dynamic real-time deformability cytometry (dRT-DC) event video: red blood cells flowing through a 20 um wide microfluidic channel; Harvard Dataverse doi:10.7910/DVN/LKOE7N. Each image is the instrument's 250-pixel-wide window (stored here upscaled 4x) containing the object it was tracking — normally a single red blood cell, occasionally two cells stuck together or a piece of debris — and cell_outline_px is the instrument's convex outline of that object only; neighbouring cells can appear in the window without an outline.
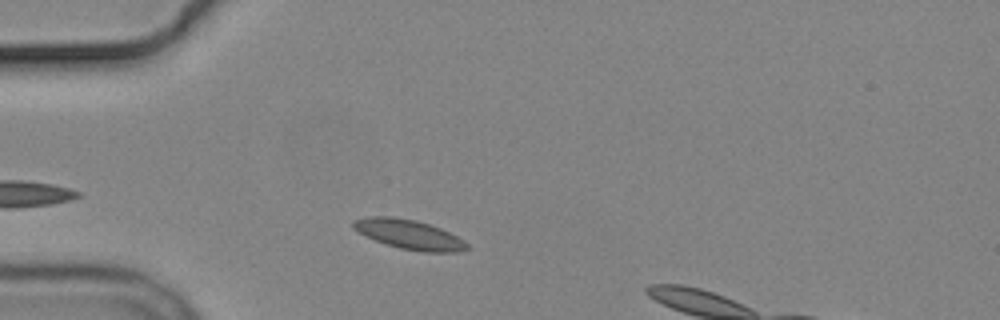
{"species": "common noctule bat (a hibernating species)", "species_latin": "Nyctalus noctula", "temperature_condition": "cold", "stored_images_in_passage": 2, "camera_frame_rate_fps": 3000, "um_per_image_px": 0.085, "animal": {"sex": "male", "body_mass_g": 19.2, "forearm_length_mm": 51.8}, "frame": {"image": 1, "passage_image": 1, "time_ms": 0.0, "image_size_px": [1000, 320], "cell_outline_px": [[468, 248], [460, 252], [424, 252], [400, 248], [376, 240], [352, 228], [352, 220], [368, 216], [392, 216], [416, 220], [440, 228], [464, 240], [468, 244]], "centroid_in_image_um": [34.78, 19.91], "position_along_channel_um": 50.2, "area_um2": 19.36}}